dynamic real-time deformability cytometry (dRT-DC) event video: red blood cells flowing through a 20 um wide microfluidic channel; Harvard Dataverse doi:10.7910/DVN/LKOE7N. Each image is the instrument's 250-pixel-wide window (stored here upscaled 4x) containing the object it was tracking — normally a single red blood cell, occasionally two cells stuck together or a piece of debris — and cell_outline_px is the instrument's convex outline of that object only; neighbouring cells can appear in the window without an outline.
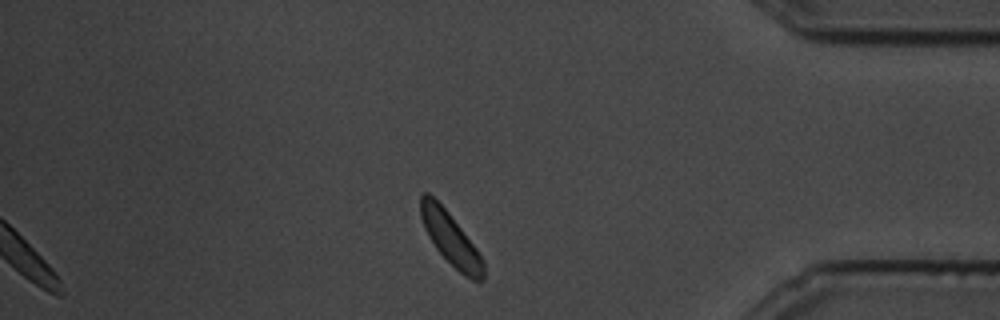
{"species": "common noctule bat (a hibernating species)", "species_latin": "Nyctalus noctula", "temperature_condition": "cold", "stored_images_in_passage": 73, "camera_frame_rate_fps": 3000, "um_per_image_px": 0.085, "animal": {"sex": "male", "body_mass_g": 19.5, "forearm_length_mm": 54.6}, "frame": {"image": 1, "passage_image": 73, "time_ms": 24.0, "image_size_px": [1000, 320], "cell_outline_px": [[484, 280], [472, 280], [464, 276], [436, 248], [428, 236], [424, 228], [420, 216], [420, 196], [424, 192], [428, 192], [448, 212], [476, 248], [484, 260]], "centroid_in_image_um": [38.3, 20.29], "position_along_channel_um": 396.9, "area_um2": 18.9}}